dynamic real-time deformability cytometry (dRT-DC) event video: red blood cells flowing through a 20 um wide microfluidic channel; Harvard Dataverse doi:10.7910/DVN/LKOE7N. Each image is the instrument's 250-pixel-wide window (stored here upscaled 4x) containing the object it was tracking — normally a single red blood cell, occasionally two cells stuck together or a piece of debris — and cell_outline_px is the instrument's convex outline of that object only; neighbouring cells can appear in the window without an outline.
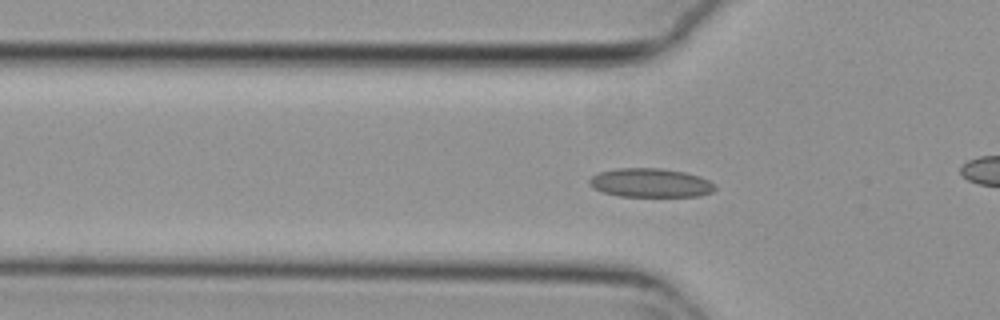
{"species": "common noctule bat (a hibernating species)", "species_latin": "Nyctalus noctula", "temperature_condition": "cold", "stored_images_in_passage": 56, "camera_frame_rate_fps": 3000, "um_per_image_px": 0.085, "animal": {"sex": "female", "body_mass_g": 29.2, "forearm_length_mm": 56.3}, "frame": {"image": 1, "passage_image": 18, "time_ms": 5.667, "image_size_px": [1000, 320], "cell_outline_px": [[716, 188], [712, 192], [700, 196], [620, 196], [604, 192], [592, 188], [588, 184], [588, 180], [592, 176], [600, 172], [616, 168], [660, 168], [684, 172], [700, 176], [716, 184]], "centroid_in_image_um": [55.29, 15.54], "position_along_channel_um": 70.5, "area_um2": 21.21}}
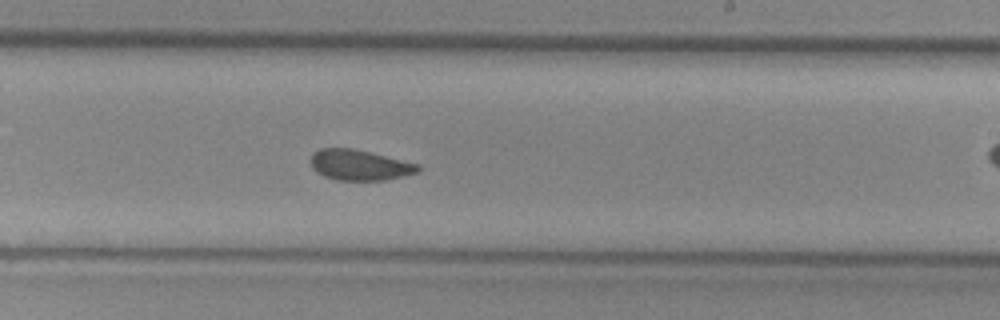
{"frame": {"image": 2, "passage_image": 33, "time_ms": 10.667, "image_size_px": [1000, 320], "cell_outline_px": [[420, 172], [404, 176], [384, 180], [336, 180], [324, 176], [316, 172], [312, 168], [308, 160], [312, 152], [320, 148], [352, 148], [420, 164]], "centroid_in_image_um": [30.52, 14.02], "position_along_channel_um": 258.5, "area_um2": 19.36}}
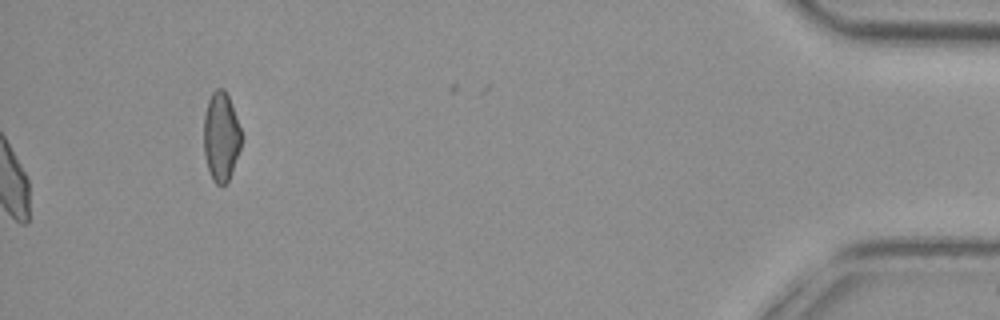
{"frame": {"image": 3, "passage_image": 56, "time_ms": 18.333, "image_size_px": [1000, 320], "cell_outline_px": [[244, 136], [232, 172], [228, 180], [224, 184], [216, 184], [212, 180], [204, 156], [204, 116], [208, 100], [212, 92], [216, 88], [224, 88], [228, 96]], "centroid_in_image_um": [18.8, 11.6], "position_along_channel_um": 416.4, "area_um2": 19.65}, "authors_computed_cell_mechanics": {"area_um2": 20.1144, "velocity_mm_per_s": 3.7622, "shape_relaxation_time_tau1_ms": 6.7741, "shape_relaxation_time_tau2_ms": 1.9632, "deformation_change_tau1": 0.121, "deformation_change_tau2": 0.0456}}